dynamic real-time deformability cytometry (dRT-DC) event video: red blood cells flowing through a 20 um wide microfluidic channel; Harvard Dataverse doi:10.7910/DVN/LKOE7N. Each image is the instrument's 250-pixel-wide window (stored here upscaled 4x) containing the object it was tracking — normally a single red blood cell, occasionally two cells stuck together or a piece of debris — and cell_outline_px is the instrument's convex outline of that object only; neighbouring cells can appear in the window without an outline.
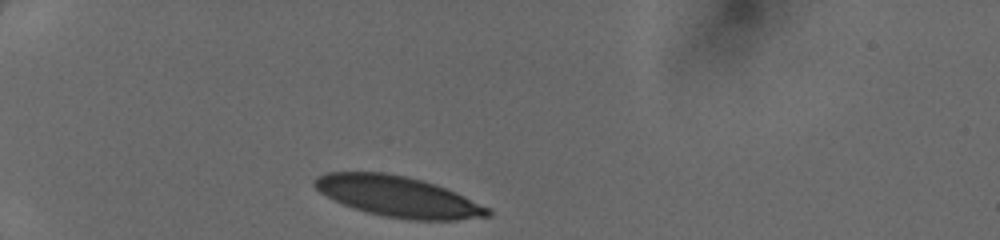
{"species": "human", "species_latin": "Homo sapiens", "temperature_condition": "cold", "stored_images_in_passage": 29, "camera_frame_rate_fps": 3000, "um_per_image_px": 0.085, "donor": {"sex": "female"}, "frame": {"image": 1, "passage_image": 1, "time_ms": 0.0, "image_size_px": [1000, 240], "cell_outline_px": [[492, 216], [456, 220], [408, 220], [384, 216], [368, 212], [344, 204], [320, 192], [312, 184], [312, 180], [316, 176], [328, 172], [384, 172], [424, 180], [436, 184], [456, 192], [488, 208], [492, 212]], "centroid_in_image_um": [33.84, 16.7], "position_along_channel_um": 51.2, "area_um2": 40.86}}
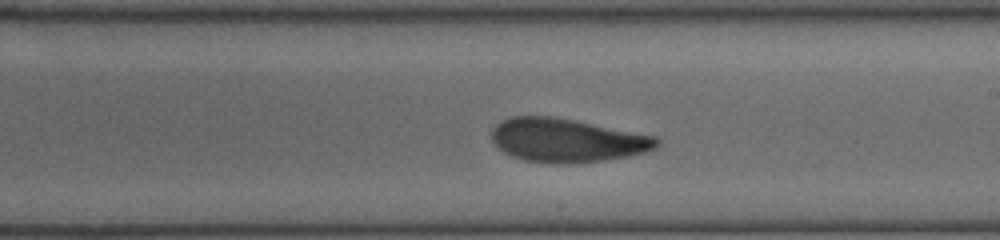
{"frame": {"image": 2, "passage_image": 17, "time_ms": 5.333, "image_size_px": [1000, 240], "cell_outline_px": [[660, 144], [656, 148], [644, 152], [628, 156], [604, 160], [564, 164], [548, 164], [524, 160], [512, 156], [496, 148], [492, 144], [492, 128], [500, 120], [512, 116], [552, 116], [656, 136], [660, 140]], "centroid_in_image_um": [48.14, 11.93], "position_along_channel_um": 240.9, "area_um2": 42.19}}
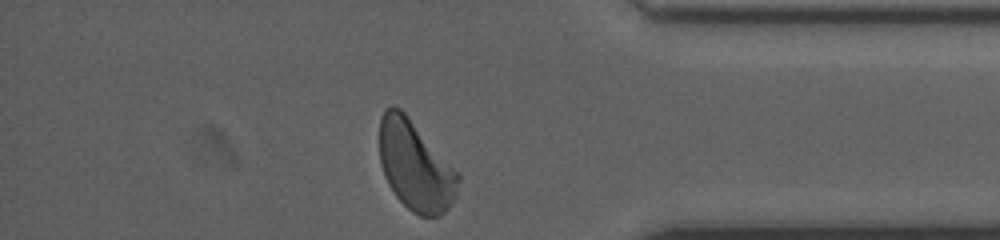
{"frame": {"image": 3, "passage_image": 29, "time_ms": 9.333, "image_size_px": [1000, 240], "cell_outline_px": [[460, 180], [456, 196], [448, 208], [440, 216], [420, 216], [412, 212], [396, 196], [388, 184], [384, 176], [380, 164], [380, 120], [384, 108], [392, 104], [400, 108], [404, 112], [460, 172]], "centroid_in_image_um": [35.32, 14.09], "position_along_channel_um": 399.9, "area_um2": 41.44}}